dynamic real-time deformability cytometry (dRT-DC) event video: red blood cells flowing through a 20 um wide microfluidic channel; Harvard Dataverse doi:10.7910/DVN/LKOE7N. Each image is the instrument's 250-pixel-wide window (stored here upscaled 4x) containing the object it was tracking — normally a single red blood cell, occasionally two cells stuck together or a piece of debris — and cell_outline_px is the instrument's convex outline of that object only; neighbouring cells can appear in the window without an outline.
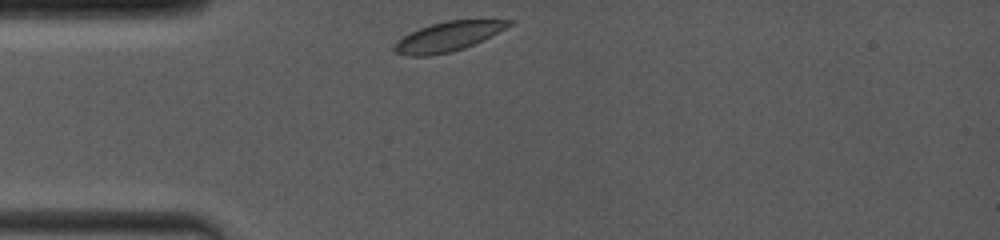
{"species": "common noctule bat (a hibernating species)", "species_latin": "Nyctalus noctula", "temperature_condition": "room temperature", "stored_images_in_passage": 1, "camera_frame_rate_fps": 4000, "um_per_image_px": 0.085, "animal": {"sex": "female", "body_mass_g": 19.0, "forearm_length_mm": 53.3}, "frame": {"image": 1, "passage_image": 1, "time_ms": 0.0, "image_size_px": [1000, 240], "cell_outline_px": [[516, 20], [512, 24], [464, 48], [452, 52], [428, 56], [408, 56], [396, 52], [392, 48], [392, 44], [396, 40], [420, 28], [432, 24], [448, 20]], "centroid_in_image_um": [38.0, 3.12], "position_along_channel_um": 47.0, "area_um2": 19.31}}